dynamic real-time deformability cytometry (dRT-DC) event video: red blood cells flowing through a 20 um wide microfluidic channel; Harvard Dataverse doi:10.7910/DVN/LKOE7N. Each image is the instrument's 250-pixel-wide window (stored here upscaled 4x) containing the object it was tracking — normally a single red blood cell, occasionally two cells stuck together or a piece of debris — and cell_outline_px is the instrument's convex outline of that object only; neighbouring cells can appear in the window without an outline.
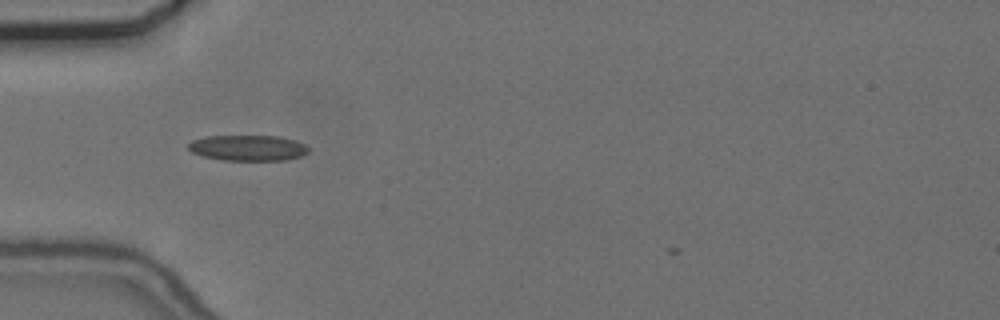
{"species": "common noctule bat (a hibernating species)", "species_latin": "Nyctalus noctula", "temperature_condition": "cold", "stored_images_in_passage": 34, "camera_frame_rate_fps": 3000, "um_per_image_px": 0.085, "animal": {"sex": "female", "body_mass_g": 24.6, "forearm_length_mm": 56.2}, "frame": {"image": 1, "passage_image": 1, "time_ms": 0.0, "image_size_px": [1000, 320], "cell_outline_px": [[308, 152], [300, 156], [284, 160], [224, 160], [204, 156], [192, 152], [188, 148], [188, 144], [192, 140], [204, 136], [280, 136], [296, 140], [304, 144], [308, 148]], "centroid_in_image_um": [21.07, 12.56], "position_along_channel_um": 63.9, "area_um2": 17.92}}
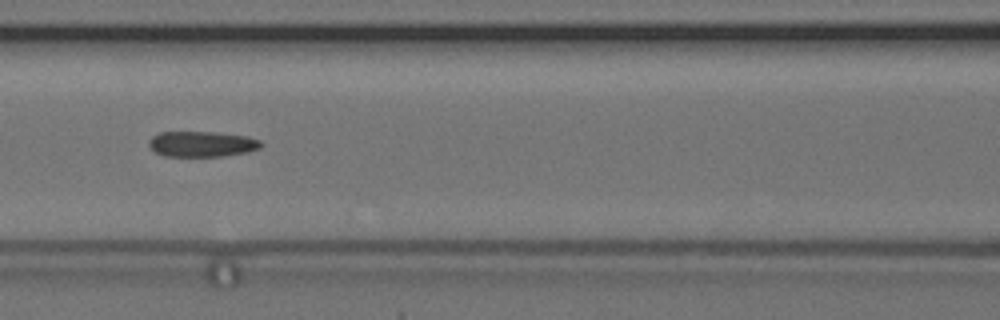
{"frame": {"image": 2, "passage_image": 8, "time_ms": 2.333, "image_size_px": [1000, 320], "cell_outline_px": [[264, 144], [260, 148], [248, 152], [220, 156], [164, 156], [156, 152], [148, 144], [148, 140], [152, 136], [160, 132], [216, 132], [248, 136], [260, 140]], "centroid_in_image_um": [17.18, 12.23], "position_along_channel_um": 149.4, "area_um2": 16.76}}
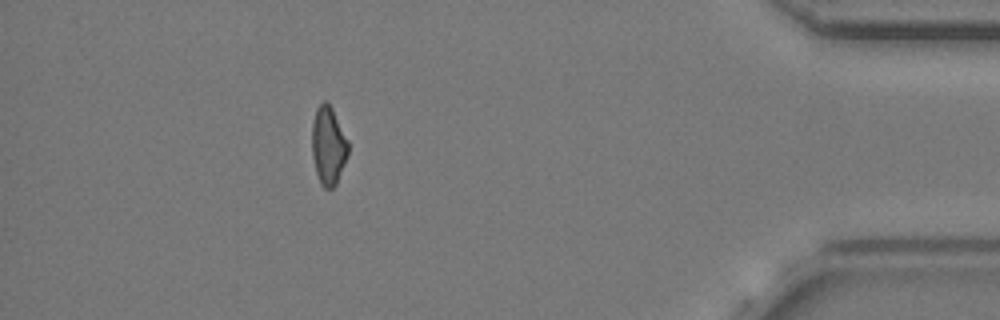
{"frame": {"image": 3, "passage_image": 33, "time_ms": 10.667, "image_size_px": [1000, 320], "cell_outline_px": [[348, 156], [336, 184], [332, 188], [324, 188], [320, 184], [316, 172], [312, 156], [312, 124], [316, 108], [324, 100], [328, 100], [348, 140]], "centroid_in_image_um": [27.9, 12.37], "position_along_channel_um": 407.3, "area_um2": 16.65}}